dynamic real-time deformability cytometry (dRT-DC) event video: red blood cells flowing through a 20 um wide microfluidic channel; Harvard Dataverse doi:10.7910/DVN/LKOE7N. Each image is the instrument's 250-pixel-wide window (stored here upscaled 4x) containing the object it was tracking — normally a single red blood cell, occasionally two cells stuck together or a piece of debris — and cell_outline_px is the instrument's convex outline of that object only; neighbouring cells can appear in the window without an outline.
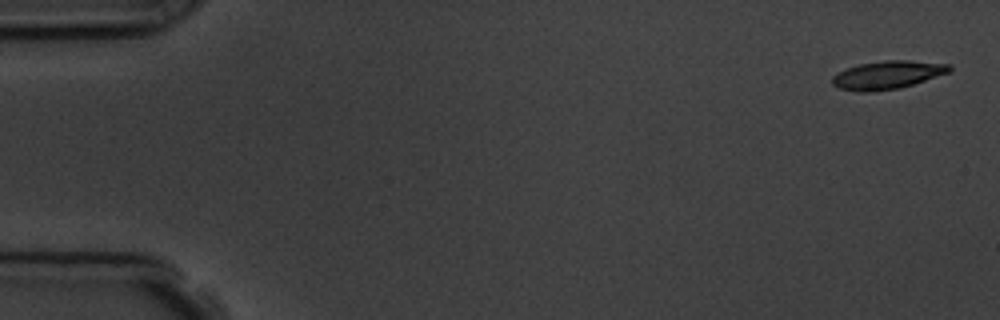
{"species": "common noctule bat (a hibernating species)", "species_latin": "Nyctalus noctula", "temperature_condition": "room temperature", "stored_images_in_passage": 4, "camera_frame_rate_fps": 3000, "um_per_image_px": 0.085, "animal": {"sex": "male", "body_mass_g": 19.5, "forearm_length_mm": 54.6}, "frame": {"image": 1, "passage_image": 1, "time_ms": 0.0, "image_size_px": [1000, 320], "cell_outline_px": [[952, 68], [948, 72], [900, 88], [876, 92], [860, 92], [840, 88], [832, 84], [832, 76], [848, 68], [860, 64], [888, 60], [908, 60], [952, 64]], "centroid_in_image_um": [75.44, 6.37], "position_along_channel_um": 9.6, "area_um2": 19.02}}